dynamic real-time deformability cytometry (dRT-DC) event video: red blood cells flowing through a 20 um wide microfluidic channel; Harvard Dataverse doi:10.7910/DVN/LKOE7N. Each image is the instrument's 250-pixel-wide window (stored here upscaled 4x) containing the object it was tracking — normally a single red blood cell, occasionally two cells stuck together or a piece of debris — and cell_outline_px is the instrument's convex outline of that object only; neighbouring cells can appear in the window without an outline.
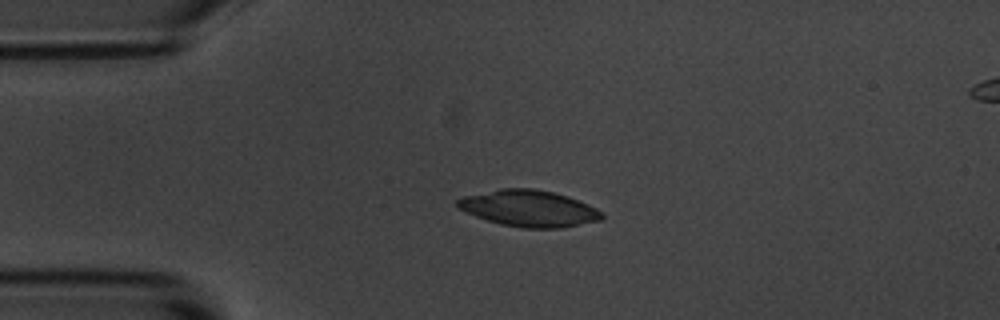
{"species": "common noctule bat (a hibernating species)", "species_latin": "Nyctalus noctula", "temperature_condition": "room temperature", "stored_images_in_passage": 4, "segment_of_instrument_passage": [1, 2], "camera_frame_rate_fps": 3000, "um_per_image_px": 0.085, "animal": {"sex": "male", "body_mass_g": 20.1, "forearm_length_mm": 53.5}, "frame": {"image": 1, "passage_image": 2, "time_ms": 1.333, "image_size_px": [1000, 320], "cell_outline_px": [[604, 216], [600, 220], [560, 228], [524, 228], [500, 224], [476, 216], [460, 208], [456, 204], [456, 200], [460, 196], [500, 188], [532, 188], [552, 192], [568, 196], [588, 204], [604, 212]], "centroid_in_image_um": [44.95, 17.7], "position_along_channel_um": 40.0, "area_um2": 30.63}}